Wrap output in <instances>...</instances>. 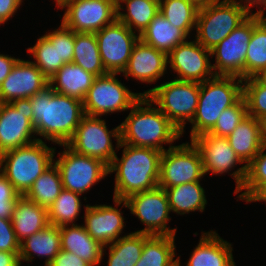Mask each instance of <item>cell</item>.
<instances>
[{
    "instance_id": "obj_49",
    "label": "cell",
    "mask_w": 266,
    "mask_h": 266,
    "mask_svg": "<svg viewBox=\"0 0 266 266\" xmlns=\"http://www.w3.org/2000/svg\"><path fill=\"white\" fill-rule=\"evenodd\" d=\"M241 5L245 6L251 13L265 14L266 13V0H237ZM256 7V11H253Z\"/></svg>"
},
{
    "instance_id": "obj_54",
    "label": "cell",
    "mask_w": 266,
    "mask_h": 266,
    "mask_svg": "<svg viewBox=\"0 0 266 266\" xmlns=\"http://www.w3.org/2000/svg\"><path fill=\"white\" fill-rule=\"evenodd\" d=\"M63 0H54L53 2H55V7L58 6Z\"/></svg>"
},
{
    "instance_id": "obj_36",
    "label": "cell",
    "mask_w": 266,
    "mask_h": 266,
    "mask_svg": "<svg viewBox=\"0 0 266 266\" xmlns=\"http://www.w3.org/2000/svg\"><path fill=\"white\" fill-rule=\"evenodd\" d=\"M72 62L96 77L108 74L101 60L95 33L75 32Z\"/></svg>"
},
{
    "instance_id": "obj_55",
    "label": "cell",
    "mask_w": 266,
    "mask_h": 266,
    "mask_svg": "<svg viewBox=\"0 0 266 266\" xmlns=\"http://www.w3.org/2000/svg\"><path fill=\"white\" fill-rule=\"evenodd\" d=\"M262 17L266 20V15L265 14H262Z\"/></svg>"
},
{
    "instance_id": "obj_48",
    "label": "cell",
    "mask_w": 266,
    "mask_h": 266,
    "mask_svg": "<svg viewBox=\"0 0 266 266\" xmlns=\"http://www.w3.org/2000/svg\"><path fill=\"white\" fill-rule=\"evenodd\" d=\"M19 253L0 251V266H21Z\"/></svg>"
},
{
    "instance_id": "obj_52",
    "label": "cell",
    "mask_w": 266,
    "mask_h": 266,
    "mask_svg": "<svg viewBox=\"0 0 266 266\" xmlns=\"http://www.w3.org/2000/svg\"><path fill=\"white\" fill-rule=\"evenodd\" d=\"M253 202H265L266 204V187L251 201Z\"/></svg>"
},
{
    "instance_id": "obj_35",
    "label": "cell",
    "mask_w": 266,
    "mask_h": 266,
    "mask_svg": "<svg viewBox=\"0 0 266 266\" xmlns=\"http://www.w3.org/2000/svg\"><path fill=\"white\" fill-rule=\"evenodd\" d=\"M81 194L72 192L67 189H62L60 195L54 200L52 205L48 208L49 224L57 227L66 225H76V221L81 216V209L88 204H83Z\"/></svg>"
},
{
    "instance_id": "obj_26",
    "label": "cell",
    "mask_w": 266,
    "mask_h": 266,
    "mask_svg": "<svg viewBox=\"0 0 266 266\" xmlns=\"http://www.w3.org/2000/svg\"><path fill=\"white\" fill-rule=\"evenodd\" d=\"M226 138L240 159L248 165L263 146L262 122L247 115Z\"/></svg>"
},
{
    "instance_id": "obj_20",
    "label": "cell",
    "mask_w": 266,
    "mask_h": 266,
    "mask_svg": "<svg viewBox=\"0 0 266 266\" xmlns=\"http://www.w3.org/2000/svg\"><path fill=\"white\" fill-rule=\"evenodd\" d=\"M49 85L48 78L29 59L20 58L0 84V102L30 98Z\"/></svg>"
},
{
    "instance_id": "obj_41",
    "label": "cell",
    "mask_w": 266,
    "mask_h": 266,
    "mask_svg": "<svg viewBox=\"0 0 266 266\" xmlns=\"http://www.w3.org/2000/svg\"><path fill=\"white\" fill-rule=\"evenodd\" d=\"M247 115V105L242 96L234 105L222 111L216 124L208 133L217 137H227Z\"/></svg>"
},
{
    "instance_id": "obj_15",
    "label": "cell",
    "mask_w": 266,
    "mask_h": 266,
    "mask_svg": "<svg viewBox=\"0 0 266 266\" xmlns=\"http://www.w3.org/2000/svg\"><path fill=\"white\" fill-rule=\"evenodd\" d=\"M32 117V104L29 98L1 104L0 155L38 140L31 123Z\"/></svg>"
},
{
    "instance_id": "obj_4",
    "label": "cell",
    "mask_w": 266,
    "mask_h": 266,
    "mask_svg": "<svg viewBox=\"0 0 266 266\" xmlns=\"http://www.w3.org/2000/svg\"><path fill=\"white\" fill-rule=\"evenodd\" d=\"M243 96V80L236 76L215 75L200 83L198 105L190 122V140L209 132L219 115Z\"/></svg>"
},
{
    "instance_id": "obj_27",
    "label": "cell",
    "mask_w": 266,
    "mask_h": 266,
    "mask_svg": "<svg viewBox=\"0 0 266 266\" xmlns=\"http://www.w3.org/2000/svg\"><path fill=\"white\" fill-rule=\"evenodd\" d=\"M11 222L16 237L21 243L49 225L48 209L21 195L15 205Z\"/></svg>"
},
{
    "instance_id": "obj_44",
    "label": "cell",
    "mask_w": 266,
    "mask_h": 266,
    "mask_svg": "<svg viewBox=\"0 0 266 266\" xmlns=\"http://www.w3.org/2000/svg\"><path fill=\"white\" fill-rule=\"evenodd\" d=\"M0 251L20 252V242L16 237L11 220L0 218Z\"/></svg>"
},
{
    "instance_id": "obj_8",
    "label": "cell",
    "mask_w": 266,
    "mask_h": 266,
    "mask_svg": "<svg viewBox=\"0 0 266 266\" xmlns=\"http://www.w3.org/2000/svg\"><path fill=\"white\" fill-rule=\"evenodd\" d=\"M106 123L102 117L85 114L66 145L74 152L99 159L109 167L120 145V125L109 130ZM112 140L116 141V147Z\"/></svg>"
},
{
    "instance_id": "obj_7",
    "label": "cell",
    "mask_w": 266,
    "mask_h": 266,
    "mask_svg": "<svg viewBox=\"0 0 266 266\" xmlns=\"http://www.w3.org/2000/svg\"><path fill=\"white\" fill-rule=\"evenodd\" d=\"M251 14L237 0H216L199 9L193 37L211 51Z\"/></svg>"
},
{
    "instance_id": "obj_9",
    "label": "cell",
    "mask_w": 266,
    "mask_h": 266,
    "mask_svg": "<svg viewBox=\"0 0 266 266\" xmlns=\"http://www.w3.org/2000/svg\"><path fill=\"white\" fill-rule=\"evenodd\" d=\"M189 141H191L200 152L204 175L206 176L208 173L221 176L229 173L228 175L232 177L236 184L233 192L235 195L243 186L246 178L247 165L232 149L227 138L217 137L207 132Z\"/></svg>"
},
{
    "instance_id": "obj_33",
    "label": "cell",
    "mask_w": 266,
    "mask_h": 266,
    "mask_svg": "<svg viewBox=\"0 0 266 266\" xmlns=\"http://www.w3.org/2000/svg\"><path fill=\"white\" fill-rule=\"evenodd\" d=\"M143 246L144 233H127L126 236L103 247L102 262L107 254V266H135L141 258Z\"/></svg>"
},
{
    "instance_id": "obj_29",
    "label": "cell",
    "mask_w": 266,
    "mask_h": 266,
    "mask_svg": "<svg viewBox=\"0 0 266 266\" xmlns=\"http://www.w3.org/2000/svg\"><path fill=\"white\" fill-rule=\"evenodd\" d=\"M201 181L188 182L164 189L172 213L186 215L205 211L208 204L206 191Z\"/></svg>"
},
{
    "instance_id": "obj_38",
    "label": "cell",
    "mask_w": 266,
    "mask_h": 266,
    "mask_svg": "<svg viewBox=\"0 0 266 266\" xmlns=\"http://www.w3.org/2000/svg\"><path fill=\"white\" fill-rule=\"evenodd\" d=\"M159 11L189 37L194 36L199 9L187 0H159ZM192 34V35H191Z\"/></svg>"
},
{
    "instance_id": "obj_28",
    "label": "cell",
    "mask_w": 266,
    "mask_h": 266,
    "mask_svg": "<svg viewBox=\"0 0 266 266\" xmlns=\"http://www.w3.org/2000/svg\"><path fill=\"white\" fill-rule=\"evenodd\" d=\"M139 39L168 55L178 44L190 37L182 29L172 25L159 11Z\"/></svg>"
},
{
    "instance_id": "obj_39",
    "label": "cell",
    "mask_w": 266,
    "mask_h": 266,
    "mask_svg": "<svg viewBox=\"0 0 266 266\" xmlns=\"http://www.w3.org/2000/svg\"><path fill=\"white\" fill-rule=\"evenodd\" d=\"M266 187V145L247 165L246 178L241 189L235 194L237 201L245 203L251 201Z\"/></svg>"
},
{
    "instance_id": "obj_19",
    "label": "cell",
    "mask_w": 266,
    "mask_h": 266,
    "mask_svg": "<svg viewBox=\"0 0 266 266\" xmlns=\"http://www.w3.org/2000/svg\"><path fill=\"white\" fill-rule=\"evenodd\" d=\"M114 205L88 204L84 209L83 226L86 232L102 246H107L126 236L123 232L126 227L123 208H127L126 200L113 198ZM125 233V235H122Z\"/></svg>"
},
{
    "instance_id": "obj_11",
    "label": "cell",
    "mask_w": 266,
    "mask_h": 266,
    "mask_svg": "<svg viewBox=\"0 0 266 266\" xmlns=\"http://www.w3.org/2000/svg\"><path fill=\"white\" fill-rule=\"evenodd\" d=\"M58 146L62 148V152L59 151L56 158L55 149L54 164L59 169L64 189L85 195L92 186L105 180L109 175L108 166L101 160L80 155L66 144Z\"/></svg>"
},
{
    "instance_id": "obj_3",
    "label": "cell",
    "mask_w": 266,
    "mask_h": 266,
    "mask_svg": "<svg viewBox=\"0 0 266 266\" xmlns=\"http://www.w3.org/2000/svg\"><path fill=\"white\" fill-rule=\"evenodd\" d=\"M121 158L114 157L108 173L114 176L113 198L127 199L130 195L158 187L162 151L130 146L120 142Z\"/></svg>"
},
{
    "instance_id": "obj_22",
    "label": "cell",
    "mask_w": 266,
    "mask_h": 266,
    "mask_svg": "<svg viewBox=\"0 0 266 266\" xmlns=\"http://www.w3.org/2000/svg\"><path fill=\"white\" fill-rule=\"evenodd\" d=\"M198 241L184 263L186 266H237L233 244L220 237L216 230L202 231ZM180 256H177V266H182Z\"/></svg>"
},
{
    "instance_id": "obj_30",
    "label": "cell",
    "mask_w": 266,
    "mask_h": 266,
    "mask_svg": "<svg viewBox=\"0 0 266 266\" xmlns=\"http://www.w3.org/2000/svg\"><path fill=\"white\" fill-rule=\"evenodd\" d=\"M158 12L159 0H117V19L139 36Z\"/></svg>"
},
{
    "instance_id": "obj_6",
    "label": "cell",
    "mask_w": 266,
    "mask_h": 266,
    "mask_svg": "<svg viewBox=\"0 0 266 266\" xmlns=\"http://www.w3.org/2000/svg\"><path fill=\"white\" fill-rule=\"evenodd\" d=\"M169 79L144 90L141 95L148 96L184 136L186 124L192 121L197 110L200 83Z\"/></svg>"
},
{
    "instance_id": "obj_42",
    "label": "cell",
    "mask_w": 266,
    "mask_h": 266,
    "mask_svg": "<svg viewBox=\"0 0 266 266\" xmlns=\"http://www.w3.org/2000/svg\"><path fill=\"white\" fill-rule=\"evenodd\" d=\"M21 194L0 171V218L11 220L15 205Z\"/></svg>"
},
{
    "instance_id": "obj_24",
    "label": "cell",
    "mask_w": 266,
    "mask_h": 266,
    "mask_svg": "<svg viewBox=\"0 0 266 266\" xmlns=\"http://www.w3.org/2000/svg\"><path fill=\"white\" fill-rule=\"evenodd\" d=\"M61 249L74 253L91 266H100L103 247L87 232L83 223L59 227Z\"/></svg>"
},
{
    "instance_id": "obj_34",
    "label": "cell",
    "mask_w": 266,
    "mask_h": 266,
    "mask_svg": "<svg viewBox=\"0 0 266 266\" xmlns=\"http://www.w3.org/2000/svg\"><path fill=\"white\" fill-rule=\"evenodd\" d=\"M266 68V20L253 13V32L245 61V79L256 76Z\"/></svg>"
},
{
    "instance_id": "obj_46",
    "label": "cell",
    "mask_w": 266,
    "mask_h": 266,
    "mask_svg": "<svg viewBox=\"0 0 266 266\" xmlns=\"http://www.w3.org/2000/svg\"><path fill=\"white\" fill-rule=\"evenodd\" d=\"M24 0H0V26L15 16Z\"/></svg>"
},
{
    "instance_id": "obj_23",
    "label": "cell",
    "mask_w": 266,
    "mask_h": 266,
    "mask_svg": "<svg viewBox=\"0 0 266 266\" xmlns=\"http://www.w3.org/2000/svg\"><path fill=\"white\" fill-rule=\"evenodd\" d=\"M60 251L59 227L49 224L20 243L21 266H24V262L30 266V263L35 261V257L44 259V266H48Z\"/></svg>"
},
{
    "instance_id": "obj_5",
    "label": "cell",
    "mask_w": 266,
    "mask_h": 266,
    "mask_svg": "<svg viewBox=\"0 0 266 266\" xmlns=\"http://www.w3.org/2000/svg\"><path fill=\"white\" fill-rule=\"evenodd\" d=\"M55 149L47 145V141L37 140L6 151L0 155V171L24 195L34 181L54 163Z\"/></svg>"
},
{
    "instance_id": "obj_13",
    "label": "cell",
    "mask_w": 266,
    "mask_h": 266,
    "mask_svg": "<svg viewBox=\"0 0 266 266\" xmlns=\"http://www.w3.org/2000/svg\"><path fill=\"white\" fill-rule=\"evenodd\" d=\"M61 22L77 33H96L117 19V0H63Z\"/></svg>"
},
{
    "instance_id": "obj_25",
    "label": "cell",
    "mask_w": 266,
    "mask_h": 266,
    "mask_svg": "<svg viewBox=\"0 0 266 266\" xmlns=\"http://www.w3.org/2000/svg\"><path fill=\"white\" fill-rule=\"evenodd\" d=\"M96 76L75 63L64 64L48 79L53 91L84 101Z\"/></svg>"
},
{
    "instance_id": "obj_37",
    "label": "cell",
    "mask_w": 266,
    "mask_h": 266,
    "mask_svg": "<svg viewBox=\"0 0 266 266\" xmlns=\"http://www.w3.org/2000/svg\"><path fill=\"white\" fill-rule=\"evenodd\" d=\"M62 189L59 169L53 163L34 181L24 196L41 207L48 209L60 195Z\"/></svg>"
},
{
    "instance_id": "obj_17",
    "label": "cell",
    "mask_w": 266,
    "mask_h": 266,
    "mask_svg": "<svg viewBox=\"0 0 266 266\" xmlns=\"http://www.w3.org/2000/svg\"><path fill=\"white\" fill-rule=\"evenodd\" d=\"M95 35L105 70L120 75L128 64L139 35L118 19L97 31Z\"/></svg>"
},
{
    "instance_id": "obj_31",
    "label": "cell",
    "mask_w": 266,
    "mask_h": 266,
    "mask_svg": "<svg viewBox=\"0 0 266 266\" xmlns=\"http://www.w3.org/2000/svg\"><path fill=\"white\" fill-rule=\"evenodd\" d=\"M29 59L33 58L34 63L41 72L49 79L52 77L65 63L59 60L58 52V26L54 30H48L45 34L37 38L36 43L32 47H28L27 51Z\"/></svg>"
},
{
    "instance_id": "obj_45",
    "label": "cell",
    "mask_w": 266,
    "mask_h": 266,
    "mask_svg": "<svg viewBox=\"0 0 266 266\" xmlns=\"http://www.w3.org/2000/svg\"><path fill=\"white\" fill-rule=\"evenodd\" d=\"M48 266H91L74 253L62 250L56 255Z\"/></svg>"
},
{
    "instance_id": "obj_53",
    "label": "cell",
    "mask_w": 266,
    "mask_h": 266,
    "mask_svg": "<svg viewBox=\"0 0 266 266\" xmlns=\"http://www.w3.org/2000/svg\"><path fill=\"white\" fill-rule=\"evenodd\" d=\"M261 122H262V140L263 144L266 145V117Z\"/></svg>"
},
{
    "instance_id": "obj_12",
    "label": "cell",
    "mask_w": 266,
    "mask_h": 266,
    "mask_svg": "<svg viewBox=\"0 0 266 266\" xmlns=\"http://www.w3.org/2000/svg\"><path fill=\"white\" fill-rule=\"evenodd\" d=\"M129 211L144 225L135 233L176 236L177 228H171V210L166 192L159 186L148 191L130 195L125 199Z\"/></svg>"
},
{
    "instance_id": "obj_2",
    "label": "cell",
    "mask_w": 266,
    "mask_h": 266,
    "mask_svg": "<svg viewBox=\"0 0 266 266\" xmlns=\"http://www.w3.org/2000/svg\"><path fill=\"white\" fill-rule=\"evenodd\" d=\"M120 125V142L164 152L181 139V131L151 101L142 96ZM175 142V143H174ZM169 145L165 148L163 145Z\"/></svg>"
},
{
    "instance_id": "obj_43",
    "label": "cell",
    "mask_w": 266,
    "mask_h": 266,
    "mask_svg": "<svg viewBox=\"0 0 266 266\" xmlns=\"http://www.w3.org/2000/svg\"><path fill=\"white\" fill-rule=\"evenodd\" d=\"M75 44V32L67 28L61 21L58 27L59 60L65 64L72 63Z\"/></svg>"
},
{
    "instance_id": "obj_50",
    "label": "cell",
    "mask_w": 266,
    "mask_h": 266,
    "mask_svg": "<svg viewBox=\"0 0 266 266\" xmlns=\"http://www.w3.org/2000/svg\"><path fill=\"white\" fill-rule=\"evenodd\" d=\"M194 4L198 9L206 7L210 3L215 2L216 0H187Z\"/></svg>"
},
{
    "instance_id": "obj_18",
    "label": "cell",
    "mask_w": 266,
    "mask_h": 266,
    "mask_svg": "<svg viewBox=\"0 0 266 266\" xmlns=\"http://www.w3.org/2000/svg\"><path fill=\"white\" fill-rule=\"evenodd\" d=\"M192 38L178 44L167 55L168 71L176 74L173 79L202 83L215 76L211 51Z\"/></svg>"
},
{
    "instance_id": "obj_32",
    "label": "cell",
    "mask_w": 266,
    "mask_h": 266,
    "mask_svg": "<svg viewBox=\"0 0 266 266\" xmlns=\"http://www.w3.org/2000/svg\"><path fill=\"white\" fill-rule=\"evenodd\" d=\"M175 239L176 236L144 233L141 258L135 266H177Z\"/></svg>"
},
{
    "instance_id": "obj_51",
    "label": "cell",
    "mask_w": 266,
    "mask_h": 266,
    "mask_svg": "<svg viewBox=\"0 0 266 266\" xmlns=\"http://www.w3.org/2000/svg\"><path fill=\"white\" fill-rule=\"evenodd\" d=\"M254 78L266 87V68L260 71Z\"/></svg>"
},
{
    "instance_id": "obj_10",
    "label": "cell",
    "mask_w": 266,
    "mask_h": 266,
    "mask_svg": "<svg viewBox=\"0 0 266 266\" xmlns=\"http://www.w3.org/2000/svg\"><path fill=\"white\" fill-rule=\"evenodd\" d=\"M117 75L108 73L95 78L83 101L86 115L102 117L129 111L142 97L141 92H132Z\"/></svg>"
},
{
    "instance_id": "obj_21",
    "label": "cell",
    "mask_w": 266,
    "mask_h": 266,
    "mask_svg": "<svg viewBox=\"0 0 266 266\" xmlns=\"http://www.w3.org/2000/svg\"><path fill=\"white\" fill-rule=\"evenodd\" d=\"M167 55L140 39L134 45L130 59L121 73L126 80L133 78L147 84H156L168 73Z\"/></svg>"
},
{
    "instance_id": "obj_1",
    "label": "cell",
    "mask_w": 266,
    "mask_h": 266,
    "mask_svg": "<svg viewBox=\"0 0 266 266\" xmlns=\"http://www.w3.org/2000/svg\"><path fill=\"white\" fill-rule=\"evenodd\" d=\"M29 99L37 139L55 145L66 144L85 115L83 102L55 92L49 85Z\"/></svg>"
},
{
    "instance_id": "obj_14",
    "label": "cell",
    "mask_w": 266,
    "mask_h": 266,
    "mask_svg": "<svg viewBox=\"0 0 266 266\" xmlns=\"http://www.w3.org/2000/svg\"><path fill=\"white\" fill-rule=\"evenodd\" d=\"M204 177L200 152L191 141L175 145L162 153L158 182L160 188L203 181Z\"/></svg>"
},
{
    "instance_id": "obj_47",
    "label": "cell",
    "mask_w": 266,
    "mask_h": 266,
    "mask_svg": "<svg viewBox=\"0 0 266 266\" xmlns=\"http://www.w3.org/2000/svg\"><path fill=\"white\" fill-rule=\"evenodd\" d=\"M20 58L13 55L3 54L0 52V84L12 71L13 67Z\"/></svg>"
},
{
    "instance_id": "obj_40",
    "label": "cell",
    "mask_w": 266,
    "mask_h": 266,
    "mask_svg": "<svg viewBox=\"0 0 266 266\" xmlns=\"http://www.w3.org/2000/svg\"><path fill=\"white\" fill-rule=\"evenodd\" d=\"M243 97L247 114L262 121L266 117V87L254 77L243 80Z\"/></svg>"
},
{
    "instance_id": "obj_16",
    "label": "cell",
    "mask_w": 266,
    "mask_h": 266,
    "mask_svg": "<svg viewBox=\"0 0 266 266\" xmlns=\"http://www.w3.org/2000/svg\"><path fill=\"white\" fill-rule=\"evenodd\" d=\"M253 32V13L211 50L215 75L245 79V61Z\"/></svg>"
}]
</instances>
